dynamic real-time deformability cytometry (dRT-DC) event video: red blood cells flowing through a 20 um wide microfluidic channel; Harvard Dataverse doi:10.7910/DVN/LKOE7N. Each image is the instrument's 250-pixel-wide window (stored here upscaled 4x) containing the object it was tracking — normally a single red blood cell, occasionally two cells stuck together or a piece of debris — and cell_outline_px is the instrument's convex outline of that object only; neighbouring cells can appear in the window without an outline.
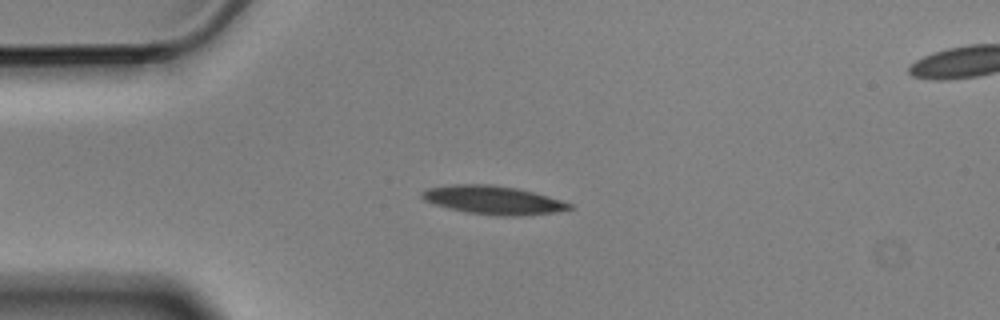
{"species": "Egyptian fruit bat (a non-hibernating species)", "species_latin": "Rousettus aegyptiacus", "temperature_condition": "cold", "stored_images_in_passage": 1, "camera_frame_rate_fps": 3000, "um_per_image_px": 0.085, "animal": {"sex": "male"}, "frame": {"image": 1, "passage_image": 1, "time_ms": 0.0, "image_size_px": [1000, 320], "cell_outline_px": [[572, 208], [556, 212], [516, 216], [500, 216], [468, 212], [448, 208], [424, 200], [420, 196], [420, 192], [428, 188], [452, 184], [492, 184], [516, 188], [548, 196], [572, 204]], "centroid_in_image_um": [41.89, 17.0], "position_along_channel_um": 43.1, "area_um2": 24.28}}